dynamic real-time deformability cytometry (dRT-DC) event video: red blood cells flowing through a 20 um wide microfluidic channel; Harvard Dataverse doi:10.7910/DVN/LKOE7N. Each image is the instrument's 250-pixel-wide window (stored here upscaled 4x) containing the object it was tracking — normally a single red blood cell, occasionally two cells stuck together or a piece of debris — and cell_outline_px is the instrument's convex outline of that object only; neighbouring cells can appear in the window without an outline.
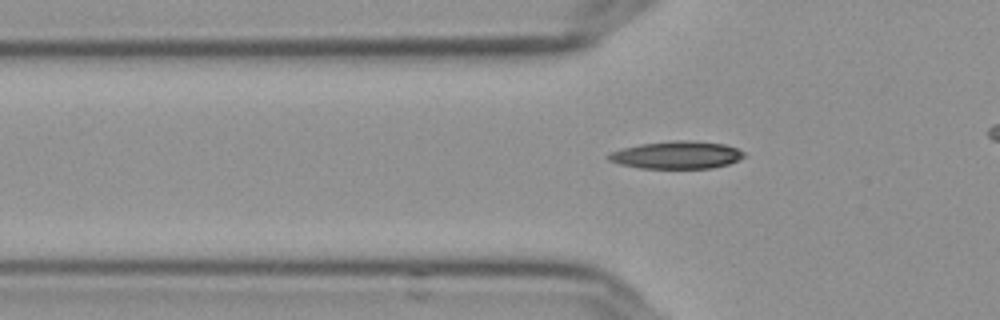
{"species": "Egyptian fruit bat (a non-hibernating species)", "species_latin": "Rousettus aegyptiacus", "temperature_condition": "cold", "stored_images_in_passage": 38, "camera_frame_rate_fps": 3000, "um_per_image_px": 0.085, "frame": {"image": 1, "passage_image": 7, "time_ms": 2.0, "image_size_px": [1000, 320], "cell_outline_px": [[744, 156], [728, 164], [712, 168], [640, 168], [620, 164], [608, 160], [608, 156], [612, 152], [624, 148], [640, 144], [672, 140], [688, 140], [724, 144], [736, 148], [744, 152]], "centroid_in_image_um": [57.52, 13.17], "position_along_channel_um": 68.3, "area_um2": 21.5}}
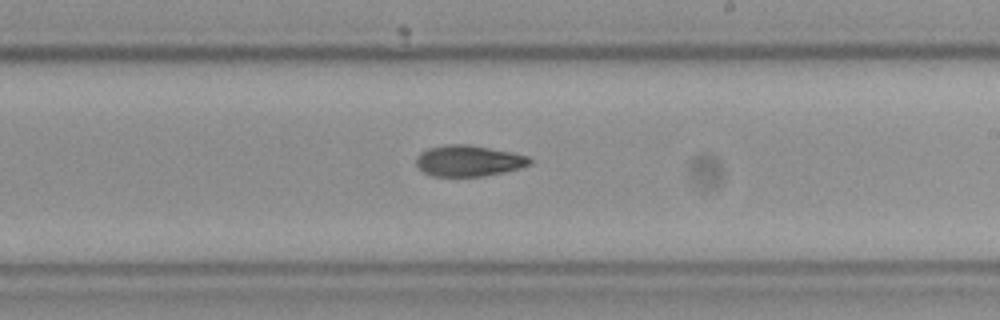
{"frame": {"image": 2, "passage_image": 22, "time_ms": 7.0, "image_size_px": [1000, 320], "cell_outline_px": [[532, 164], [520, 168], [504, 172], [484, 176], [432, 176], [424, 172], [416, 164], [416, 156], [420, 152], [428, 148], [448, 144], [468, 144], [512, 152], [528, 156], [532, 160]], "centroid_in_image_um": [39.84, 13.66], "position_along_channel_um": 249.2, "area_um2": 20.63}}
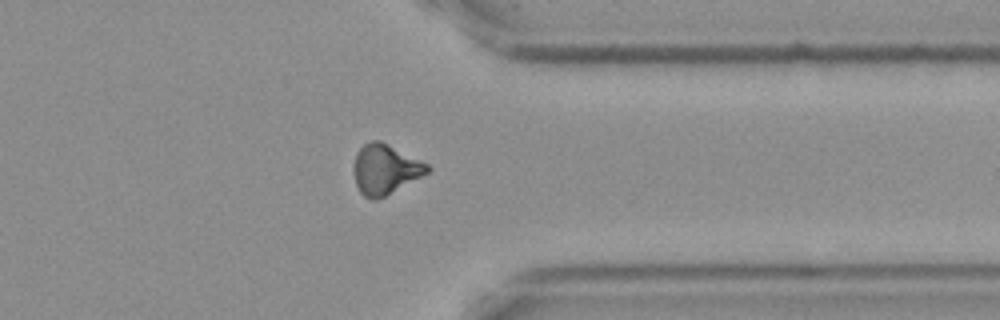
{"frame": {"image": 3, "passage_image": 33, "time_ms": 10.667, "image_size_px": [1000, 320], "cell_outline_px": [[432, 168], [428, 172], [384, 196], [376, 200], [372, 200], [364, 196], [360, 192], [356, 184], [356, 152], [364, 144], [372, 140], [380, 140], [428, 164]], "centroid_in_image_um": [32.75, 14.38], "position_along_channel_um": 378.6, "area_um2": 20.75}}